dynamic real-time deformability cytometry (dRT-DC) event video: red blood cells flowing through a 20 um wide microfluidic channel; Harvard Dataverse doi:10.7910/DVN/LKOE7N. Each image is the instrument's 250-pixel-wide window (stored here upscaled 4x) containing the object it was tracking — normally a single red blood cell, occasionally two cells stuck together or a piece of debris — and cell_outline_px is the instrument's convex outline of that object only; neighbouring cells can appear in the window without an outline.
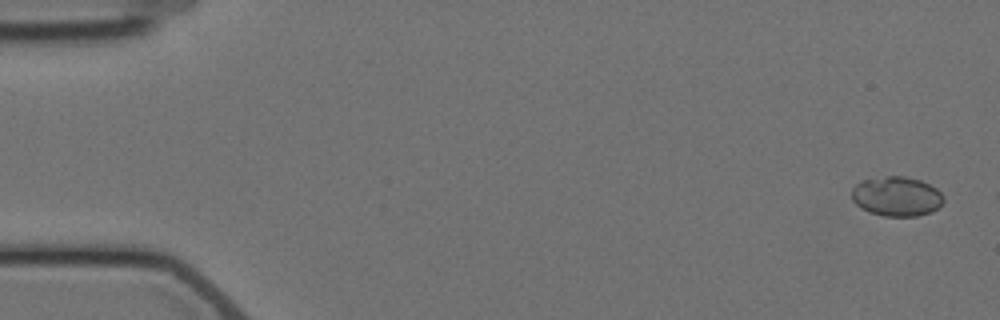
{"species": "Egyptian fruit bat (a non-hibernating species)", "species_latin": "Rousettus aegyptiacus", "temperature_condition": "cold", "stored_images_in_passage": 2, "camera_frame_rate_fps": 3000, "um_per_image_px": 0.085, "animal": {"sex": "female"}, "frame": {"image": 1, "passage_image": 1, "time_ms": 0.0, "image_size_px": [1000, 320], "cell_outline_px": [[944, 200], [932, 212], [916, 216], [884, 216], [868, 212], [860, 208], [852, 200], [852, 188], [860, 180], [888, 176], [904, 176], [920, 180], [936, 188], [944, 196]], "centroid_in_image_um": [76.19, 16.69], "position_along_channel_um": 8.8, "area_um2": 21.27}}